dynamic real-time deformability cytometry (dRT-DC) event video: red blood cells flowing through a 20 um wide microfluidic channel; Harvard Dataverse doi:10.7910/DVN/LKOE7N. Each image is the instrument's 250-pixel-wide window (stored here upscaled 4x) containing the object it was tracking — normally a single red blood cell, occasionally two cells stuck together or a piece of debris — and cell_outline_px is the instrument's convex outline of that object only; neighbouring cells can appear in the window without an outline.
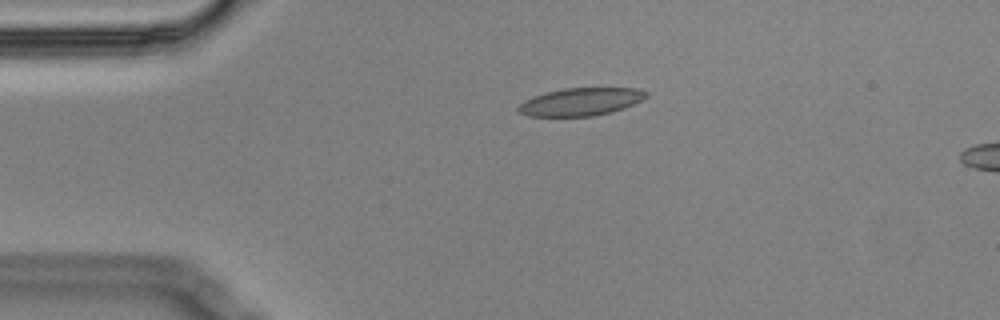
{"species": "Egyptian fruit bat (a non-hibernating species)", "species_latin": "Rousettus aegyptiacus", "temperature_condition": "cold", "stored_images_in_passage": 3, "segment_of_instrument_passage": [1, 2], "camera_frame_rate_fps": 3000, "um_per_image_px": 0.085, "animal": {"sex": "male"}, "frame": {"image": 1, "passage_image": 1, "time_ms": 0.0, "image_size_px": [1000, 320], "cell_outline_px": [[648, 96], [624, 108], [612, 112], [592, 116], [528, 116], [520, 112], [516, 108], [524, 100], [532, 96], [544, 92], [564, 88], [636, 88], [648, 92]], "centroid_in_image_um": [49.34, 8.64], "position_along_channel_um": 35.7, "area_um2": 20.69}}